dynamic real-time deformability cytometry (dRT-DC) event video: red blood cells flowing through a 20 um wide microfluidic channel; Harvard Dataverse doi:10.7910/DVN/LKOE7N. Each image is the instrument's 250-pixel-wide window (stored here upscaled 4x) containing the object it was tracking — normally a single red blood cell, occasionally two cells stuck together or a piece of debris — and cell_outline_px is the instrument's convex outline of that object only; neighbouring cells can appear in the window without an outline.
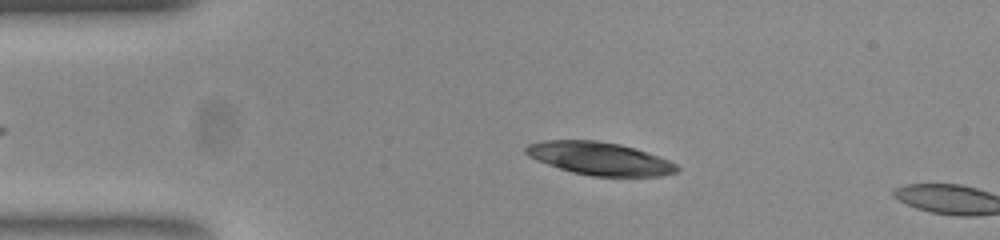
{"species": "common noctule bat (a hibernating species)", "species_latin": "Nyctalus noctula", "temperature_condition": "room temperature", "stored_images_in_passage": 12, "camera_frame_rate_fps": 3000, "um_per_image_px": 0.085, "animal": {"sex": "female", "body_mass_g": 23.0, "forearm_length_mm": 53.4}, "frame": {"image": 1, "passage_image": 10, "time_ms": 3.0, "image_size_px": [1000, 240], "cell_outline_px": [[680, 168], [676, 172], [660, 176], [592, 176], [572, 172], [548, 164], [528, 156], [524, 152], [524, 148], [528, 144], [544, 140], [596, 140], [620, 144], [668, 160], [676, 164]], "centroid_in_image_um": [50.93, 13.47], "position_along_channel_um": 34.1, "area_um2": 28.61}}